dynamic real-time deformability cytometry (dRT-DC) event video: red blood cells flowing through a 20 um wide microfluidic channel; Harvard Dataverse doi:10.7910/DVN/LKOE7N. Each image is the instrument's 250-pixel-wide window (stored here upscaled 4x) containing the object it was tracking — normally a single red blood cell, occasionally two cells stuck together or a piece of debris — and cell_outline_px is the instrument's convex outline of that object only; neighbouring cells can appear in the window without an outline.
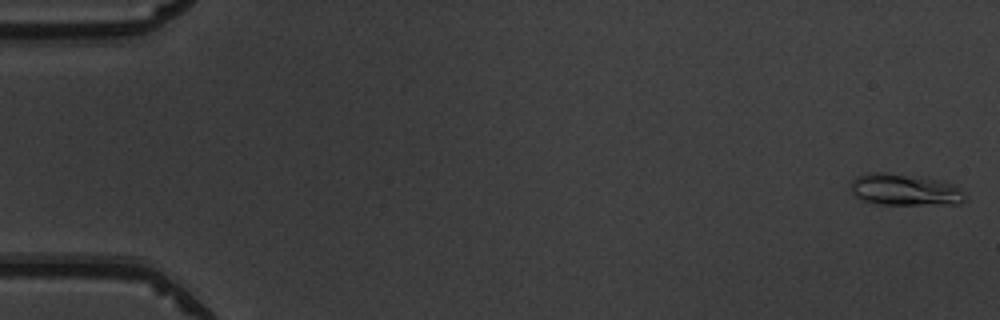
{"species": "common noctule bat (a hibernating species)", "species_latin": "Nyctalus noctula", "temperature_condition": "warm", "stored_images_in_passage": 11, "camera_frame_rate_fps": 3000, "um_per_image_px": 0.085, "animal": {"sex": "male", "body_mass_g": 19.5, "forearm_length_mm": 54.6}, "frame": {"image": 1, "passage_image": 1, "time_ms": 0.0, "image_size_px": [1000, 320], "cell_outline_px": [[964, 200], [960, 204], [880, 204], [860, 200], [852, 192], [848, 184], [856, 176], [868, 172], [884, 172], [924, 176], [944, 180], [956, 184], [960, 188], [964, 196]], "centroid_in_image_um": [76.9, 16.1], "position_along_channel_um": 8.1, "area_um2": 21.62}}